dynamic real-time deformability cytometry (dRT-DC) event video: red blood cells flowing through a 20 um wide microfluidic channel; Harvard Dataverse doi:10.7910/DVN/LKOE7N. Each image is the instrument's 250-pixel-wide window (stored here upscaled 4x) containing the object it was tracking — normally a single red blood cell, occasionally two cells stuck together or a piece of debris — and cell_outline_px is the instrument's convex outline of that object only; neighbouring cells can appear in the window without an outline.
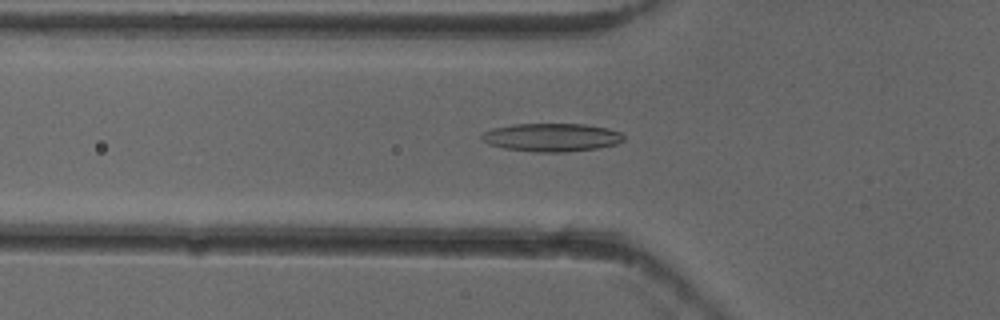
{"species": "common noctule bat (a hibernating species)", "species_latin": "Nyctalus noctula", "temperature_condition": "cold", "stored_images_in_passage": 24, "camera_frame_rate_fps": 3000, "um_per_image_px": 0.085, "animal": {"sex": "female"}, "frame": {"image": 1, "passage_image": 17, "time_ms": 5.333, "image_size_px": [1000, 320], "cell_outline_px": [[624, 140], [616, 144], [596, 148], [564, 152], [532, 152], [504, 148], [488, 144], [480, 136], [484, 132], [492, 128], [512, 124], [584, 124], [608, 128], [620, 132], [624, 136]], "centroid_in_image_um": [46.88, 11.67], "position_along_channel_um": 78.9, "area_um2": 23.35}}
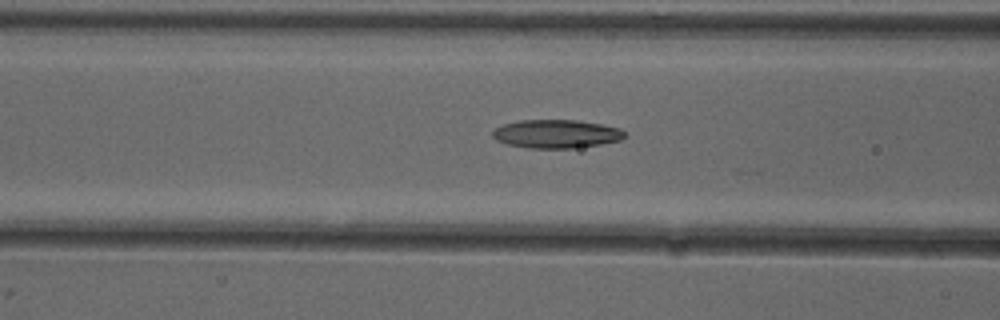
{"frame": {"image": 2, "passage_image": 20, "time_ms": 6.333, "image_size_px": [1000, 320], "cell_outline_px": [[628, 136], [620, 140], [600, 144], [572, 148], [528, 148], [508, 144], [496, 140], [492, 136], [492, 132], [496, 128], [504, 124], [520, 120], [576, 120], [600, 124], [620, 128]], "centroid_in_image_um": [47.29, 11.38], "position_along_channel_um": 119.3, "area_um2": 21.79}}
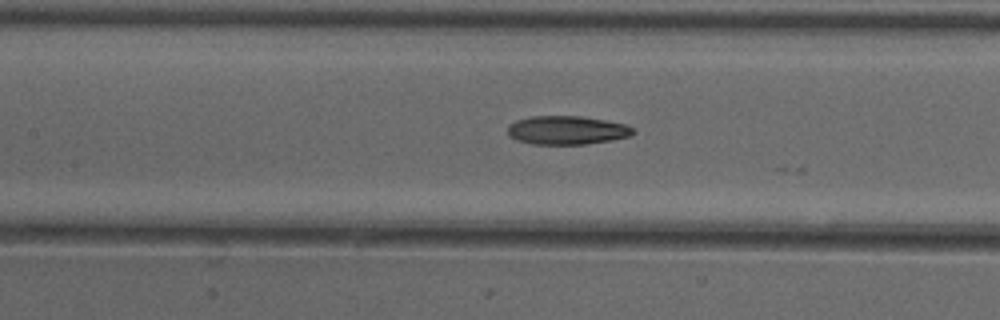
{"frame": {"image": 3, "passage_image": 23, "time_ms": 7.333, "image_size_px": [1000, 320], "cell_outline_px": [[636, 132], [632, 136], [612, 140], [584, 144], [532, 144], [516, 140], [508, 136], [508, 124], [516, 120], [532, 116], [580, 116], [604, 120], [624, 124], [632, 128]], "centroid_in_image_um": [48.16, 11.07], "position_along_channel_um": 159.2, "area_um2": 20.98}}